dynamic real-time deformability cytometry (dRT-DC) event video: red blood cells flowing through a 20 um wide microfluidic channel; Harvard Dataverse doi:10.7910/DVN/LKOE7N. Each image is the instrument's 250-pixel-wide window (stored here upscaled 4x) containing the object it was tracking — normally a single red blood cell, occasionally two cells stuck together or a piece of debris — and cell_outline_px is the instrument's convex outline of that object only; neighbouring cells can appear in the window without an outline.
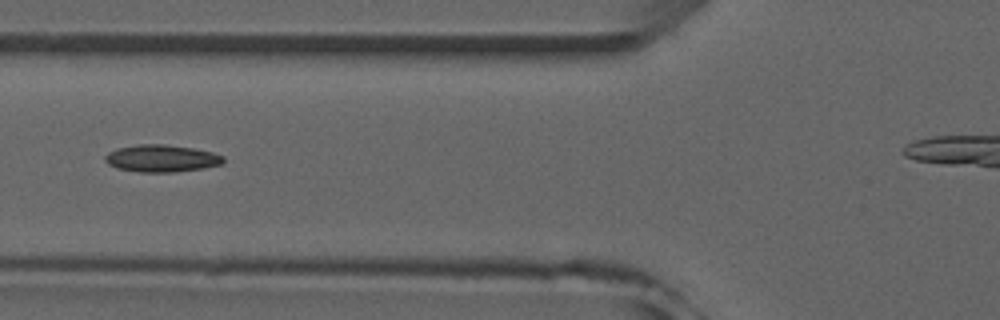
{"species": "common noctule bat (a hibernating species)", "species_latin": "Nyctalus noctula", "temperature_condition": "room temperature", "stored_images_in_passage": 46, "camera_frame_rate_fps": 3000, "um_per_image_px": 0.085, "animal": {"sex": "male", "forearm_length_mm": 52.5}, "frame": {"image": 1, "passage_image": 20, "time_ms": 6.333, "image_size_px": [1000, 320], "cell_outline_px": [[224, 164], [204, 168], [176, 172], [140, 172], [120, 168], [108, 164], [104, 160], [104, 156], [108, 152], [116, 148], [136, 144], [164, 144], [192, 148], [212, 152], [224, 156]], "centroid_in_image_um": [13.74, 13.46], "position_along_channel_um": 112.1, "area_um2": 18.84}, "authors_computed_cell_mechanics": {"area_um2": 18.207, "velocity_mm_per_s": 3.9743, "shape_relaxation_time_tau1_ms": 4.2727, "shape_relaxation_time_tau2_ms": null, "deformation_change_tau1": 0.1161, "deformation_change_tau2": null}}